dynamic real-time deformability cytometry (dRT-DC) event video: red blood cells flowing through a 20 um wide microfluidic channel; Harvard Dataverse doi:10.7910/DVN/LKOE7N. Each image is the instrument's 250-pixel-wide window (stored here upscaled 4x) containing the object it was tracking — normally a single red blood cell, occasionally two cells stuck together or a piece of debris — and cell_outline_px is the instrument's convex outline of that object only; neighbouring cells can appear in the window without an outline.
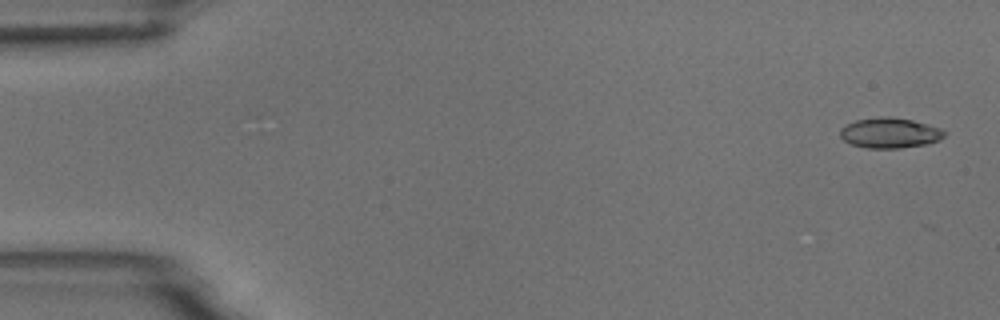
{"species": "common noctule bat (a hibernating species)", "species_latin": "Nyctalus noctula", "temperature_condition": "room temperature", "stored_images_in_passage": 3, "camera_frame_rate_fps": 3000, "um_per_image_px": 0.085, "animal": {"sex": "male", "body_mass_g": 18.8}, "frame": {"image": 1, "passage_image": 1, "time_ms": 0.0, "image_size_px": [1000, 320], "cell_outline_px": [[948, 132], [940, 140], [928, 144], [900, 148], [868, 148], [852, 144], [844, 140], [840, 136], [840, 128], [844, 124], [856, 120], [880, 116], [888, 116], [912, 120], [928, 124], [940, 128]], "centroid_in_image_um": [75.65, 11.29], "position_along_channel_um": 9.4, "area_um2": 18.61}}